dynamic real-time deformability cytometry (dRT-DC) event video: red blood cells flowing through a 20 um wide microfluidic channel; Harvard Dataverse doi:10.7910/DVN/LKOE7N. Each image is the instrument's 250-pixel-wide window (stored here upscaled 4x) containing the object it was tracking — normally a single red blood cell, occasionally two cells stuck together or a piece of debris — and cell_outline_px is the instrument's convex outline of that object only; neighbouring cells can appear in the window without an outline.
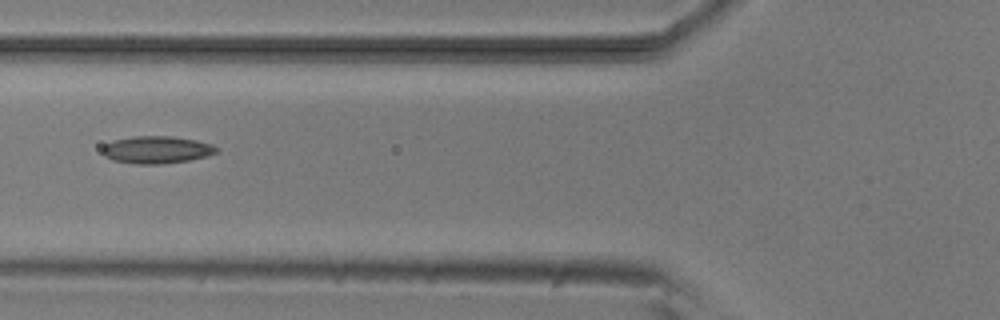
{"species": "common noctule bat (a hibernating species)", "species_latin": "Nyctalus noctula", "temperature_condition": "room temperature", "stored_images_in_passage": 2, "camera_frame_rate_fps": 3000, "um_per_image_px": 0.085, "animal": {"sex": "male", "body_mass_g": 20.5, "forearm_length_mm": 52.5}, "frame": {"image": 1, "passage_image": 2, "time_ms": 1.333, "image_size_px": [1000, 320], "cell_outline_px": [[220, 148], [216, 152], [208, 156], [188, 160], [160, 164], [136, 164], [112, 160], [104, 156], [100, 148], [104, 144], [112, 140], [136, 136], [172, 136], [196, 140], [212, 144]], "centroid_in_image_um": [13.29, 12.72], "position_along_channel_um": 112.5, "area_um2": 18.38}}